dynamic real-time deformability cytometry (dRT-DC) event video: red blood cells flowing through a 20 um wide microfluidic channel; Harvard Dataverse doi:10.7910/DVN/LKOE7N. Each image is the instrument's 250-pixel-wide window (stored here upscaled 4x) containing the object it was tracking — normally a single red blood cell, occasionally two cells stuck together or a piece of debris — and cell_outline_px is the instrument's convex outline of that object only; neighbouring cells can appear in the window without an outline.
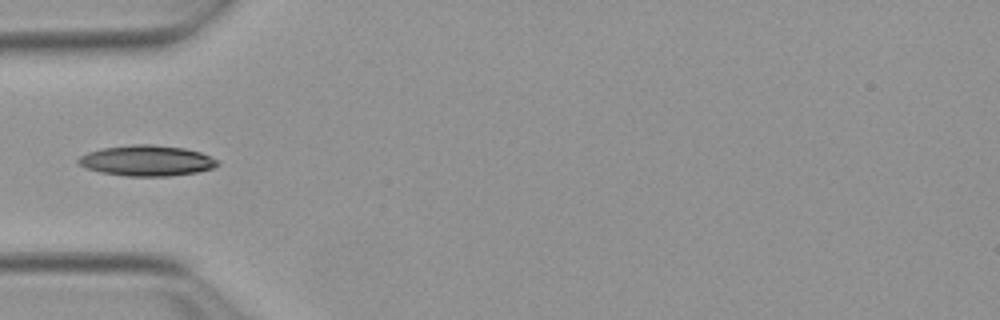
{"species": "Egyptian fruit bat (a non-hibernating species)", "species_latin": "Rousettus aegyptiacus", "temperature_condition": "warm", "stored_images_in_passage": 36, "camera_frame_rate_fps": 3000, "um_per_image_px": 0.085, "animal": {"sex": "female"}, "frame": {"image": 1, "passage_image": 1, "time_ms": 0.0, "image_size_px": [1000, 320], "cell_outline_px": [[220, 164], [212, 168], [196, 172], [172, 176], [128, 176], [100, 172], [88, 168], [80, 164], [76, 160], [80, 156], [88, 152], [104, 148], [132, 144], [152, 144], [184, 148], [200, 152], [220, 160]], "centroid_in_image_um": [12.51, 13.65], "position_along_channel_um": 72.5, "area_um2": 24.8}}
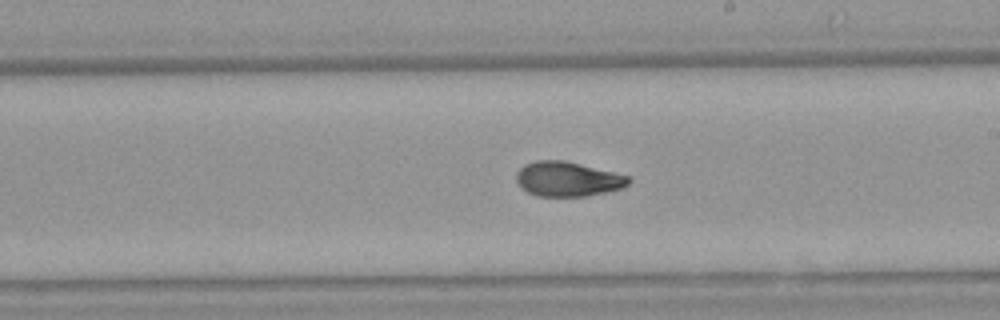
{"frame": {"image": 2, "passage_image": 14, "time_ms": 4.333, "image_size_px": [1000, 320], "cell_outline_px": [[632, 180], [624, 188], [584, 196], [536, 196], [520, 188], [516, 180], [516, 172], [524, 164], [536, 160], [564, 160], [632, 176]], "centroid_in_image_um": [48.26, 15.21], "position_along_channel_um": 240.7, "area_um2": 22.95}}
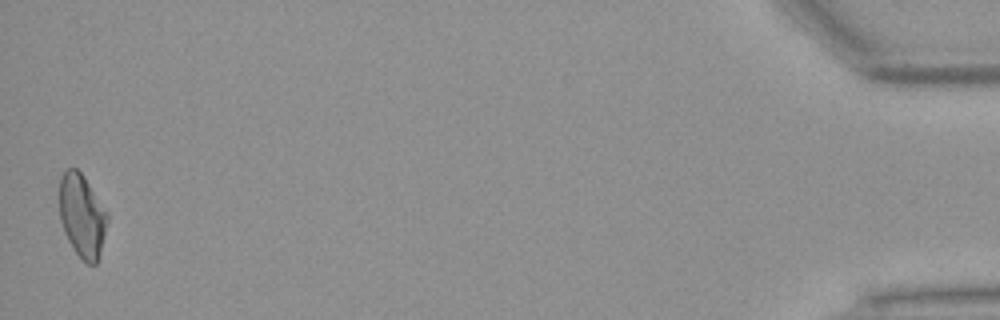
{"frame": {"image": 3, "passage_image": 36, "time_ms": 11.667, "image_size_px": [1000, 320], "cell_outline_px": [[108, 220], [100, 252], [96, 264], [88, 264], [76, 252], [68, 240], [64, 232], [60, 220], [60, 176], [68, 168], [76, 168], [84, 176], [108, 212]], "centroid_in_image_um": [6.98, 18.31], "position_along_channel_um": 428.2, "area_um2": 23.06}}